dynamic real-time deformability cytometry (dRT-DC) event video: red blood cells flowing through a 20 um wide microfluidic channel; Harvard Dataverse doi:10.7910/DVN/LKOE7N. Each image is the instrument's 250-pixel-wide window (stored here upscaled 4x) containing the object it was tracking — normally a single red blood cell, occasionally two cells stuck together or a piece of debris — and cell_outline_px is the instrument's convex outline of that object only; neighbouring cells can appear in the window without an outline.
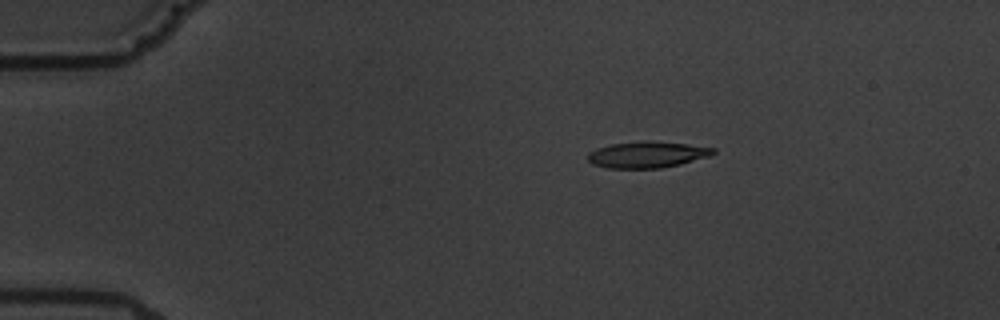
{"species": "common noctule bat (a hibernating species)", "species_latin": "Nyctalus noctula", "temperature_condition": "warm", "stored_images_in_passage": 4, "camera_frame_rate_fps": 3000, "um_per_image_px": 0.085, "animal": {"sex": "male", "body_mass_g": 19.5, "forearm_length_mm": 54.6}, "frame": {"image": 1, "passage_image": 3, "time_ms": 3.0, "image_size_px": [1000, 320], "cell_outline_px": [[716, 152], [708, 156], [680, 164], [660, 168], [608, 168], [592, 164], [588, 160], [588, 152], [596, 148], [612, 144], [644, 140], [648, 140], [688, 144], [716, 148]], "centroid_in_image_um": [54.99, 13.13], "position_along_channel_um": 30.0, "area_um2": 19.25}}